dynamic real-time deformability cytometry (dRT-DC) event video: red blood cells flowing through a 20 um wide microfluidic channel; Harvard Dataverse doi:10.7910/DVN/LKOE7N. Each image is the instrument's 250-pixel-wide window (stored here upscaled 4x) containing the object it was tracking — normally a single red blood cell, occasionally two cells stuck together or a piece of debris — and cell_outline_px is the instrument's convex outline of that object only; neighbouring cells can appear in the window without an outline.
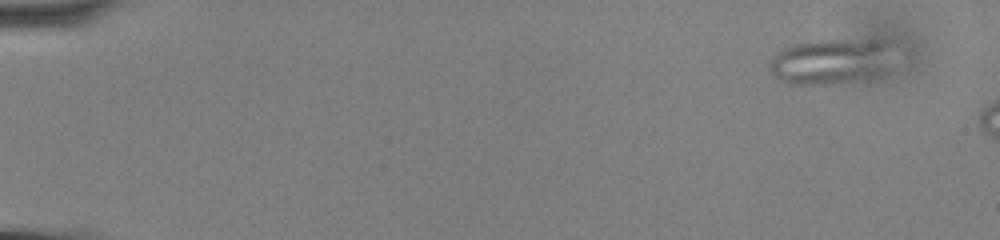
{"species": "common noctule bat (a hibernating species)", "species_latin": "Nyctalus noctula", "temperature_condition": "cold", "stored_images_in_passage": 11, "camera_frame_rate_fps": 3000, "um_per_image_px": 0.085, "animal": {"sex": "male", "body_mass_g": 13.0, "forearm_length_mm": 53.1}, "frame": {"image": 1, "passage_image": 5, "time_ms": 1.333, "image_size_px": [1000, 240], "cell_outline_px": [[904, 48], [876, 72], [868, 76], [852, 80], [832, 84], [788, 84], [780, 80], [768, 68], [768, 64], [772, 56], [776, 52], [792, 44], [816, 40], [892, 40]], "centroid_in_image_um": [70.68, 5.15], "position_along_channel_um": 14.3, "area_um2": 33.23}}